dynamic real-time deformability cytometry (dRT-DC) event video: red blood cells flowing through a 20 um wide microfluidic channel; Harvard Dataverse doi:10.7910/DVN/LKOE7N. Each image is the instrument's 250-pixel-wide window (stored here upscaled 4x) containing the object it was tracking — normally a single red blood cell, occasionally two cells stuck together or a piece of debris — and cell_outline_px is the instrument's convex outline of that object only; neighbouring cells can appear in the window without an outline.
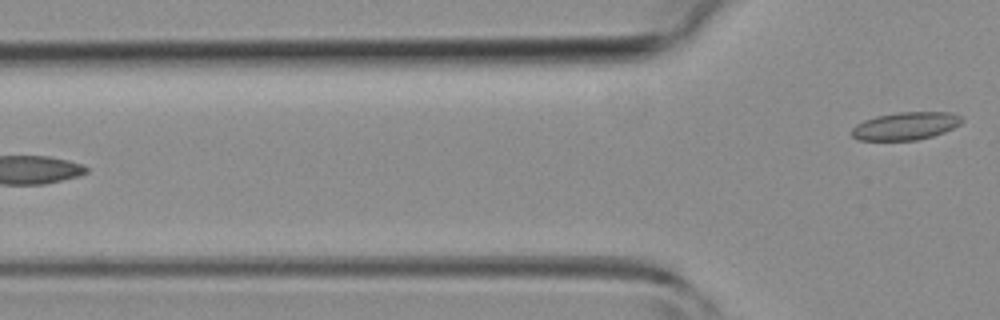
{"species": "common noctule bat (a hibernating species)", "species_latin": "Nyctalus noctula", "temperature_condition": "room temperature", "stored_images_in_passage": 4, "camera_frame_rate_fps": 3000, "um_per_image_px": 0.085, "animal": {"sex": "female", "body_mass_g": 19.3, "forearm_length_mm": 54.1}, "frame": {"image": 1, "passage_image": 4, "time_ms": 3.667, "image_size_px": [1000, 320], "cell_outline_px": [[964, 120], [960, 124], [944, 132], [932, 136], [916, 140], [856, 140], [852, 136], [852, 128], [856, 124], [864, 120], [876, 116], [900, 112], [952, 112], [960, 116]], "centroid_in_image_um": [76.97, 10.7], "position_along_channel_um": 48.8, "area_um2": 17.8}}